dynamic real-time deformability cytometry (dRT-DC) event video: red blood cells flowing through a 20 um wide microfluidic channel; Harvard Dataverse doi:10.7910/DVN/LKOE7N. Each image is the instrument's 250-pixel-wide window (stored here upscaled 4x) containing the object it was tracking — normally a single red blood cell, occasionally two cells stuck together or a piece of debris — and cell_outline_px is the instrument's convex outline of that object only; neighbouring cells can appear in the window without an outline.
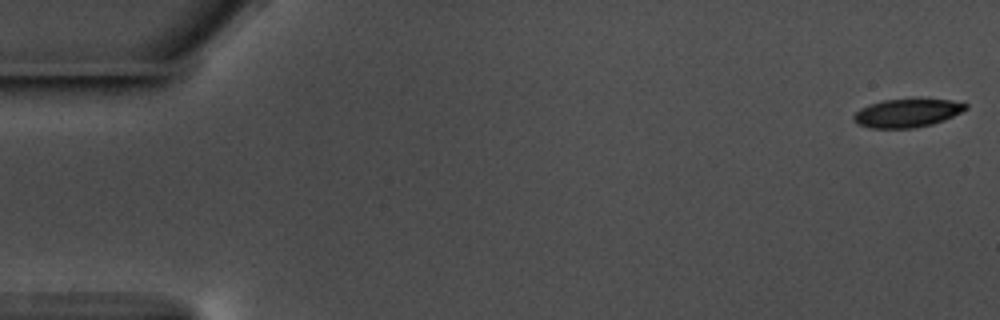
{"species": "common noctule bat (a hibernating species)", "species_latin": "Nyctalus noctula", "temperature_condition": "warm", "stored_images_in_passage": 57, "camera_frame_rate_fps": 3000, "um_per_image_px": 0.085, "animal": {"sex": "male", "body_mass_g": 17.5, "forearm_length_mm": 52.3}, "frame": {"image": 1, "passage_image": 1, "time_ms": 0.0, "image_size_px": [1000, 320], "cell_outline_px": [[968, 108], [944, 120], [932, 124], [916, 128], [872, 128], [856, 124], [852, 120], [852, 116], [860, 108], [868, 104], [884, 100], [952, 100], [968, 104]], "centroid_in_image_um": [77.06, 9.62], "position_along_channel_um": 7.9, "area_um2": 18.38}}
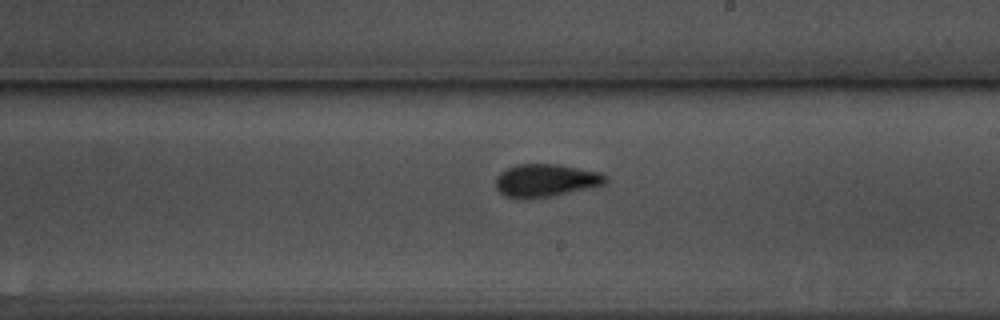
{"frame": {"image": 2, "passage_image": 33, "time_ms": 10.667, "image_size_px": [1000, 320], "cell_outline_px": [[608, 180], [604, 184], [588, 188], [552, 196], [520, 200], [516, 200], [504, 196], [496, 188], [496, 176], [500, 172], [516, 164], [560, 164], [600, 172], [608, 176]], "centroid_in_image_um": [46.36, 15.34], "position_along_channel_um": 242.6, "area_um2": 21.33}}
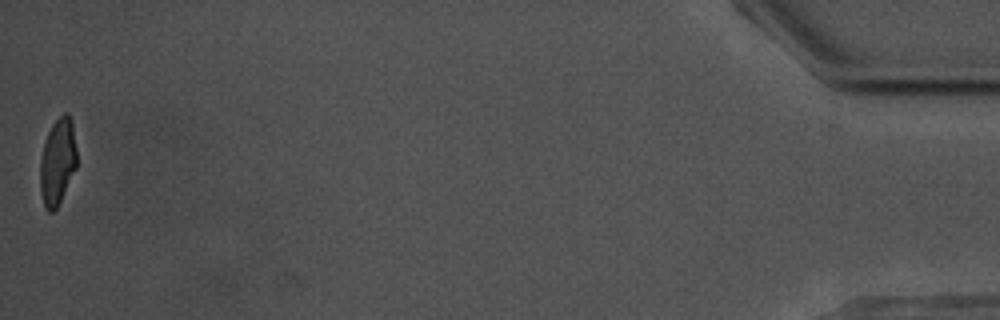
{"frame": {"image": 3, "passage_image": 57, "time_ms": 18.667, "image_size_px": [1000, 320], "cell_outline_px": [[76, 168], [56, 208], [52, 212], [48, 212], [44, 208], [40, 192], [40, 160], [44, 144], [48, 132], [52, 124], [64, 112], [68, 112], [72, 120], [76, 148]], "centroid_in_image_um": [4.88, 13.73], "position_along_channel_um": 430.3, "area_um2": 18.44}, "authors_computed_cell_mechanics": {"area_um2": 20.0566, "velocity_mm_per_s": 3.5759, "shape_relaxation_time_tau1_ms": 3.4327, "shape_relaxation_time_tau2_ms": 1.7472, "deformation_change_tau1": 0.1505, "deformation_change_tau2": 0.0897}}